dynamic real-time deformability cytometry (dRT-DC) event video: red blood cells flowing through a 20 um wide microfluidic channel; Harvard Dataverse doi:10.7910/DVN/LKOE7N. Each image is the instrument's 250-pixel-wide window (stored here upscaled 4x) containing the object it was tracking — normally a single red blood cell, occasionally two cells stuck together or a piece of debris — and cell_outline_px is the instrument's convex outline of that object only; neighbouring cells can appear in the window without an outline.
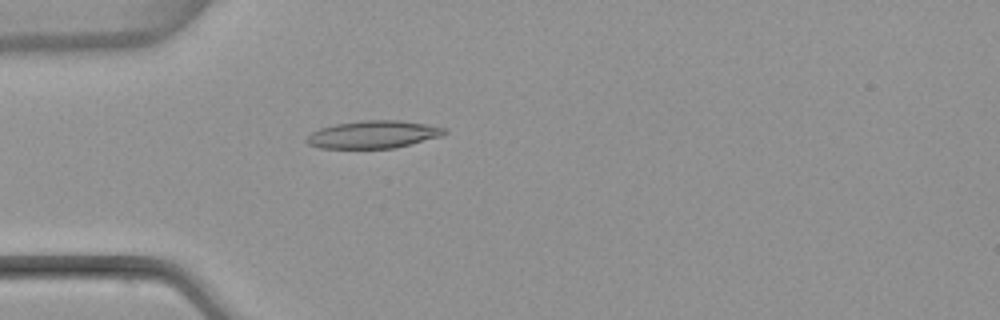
{"species": "common noctule bat (a hibernating species)", "species_latin": "Nyctalus noctula", "temperature_condition": "warm", "stored_images_in_passage": 2, "camera_frame_rate_fps": 3000, "um_per_image_px": 0.085, "animal": {"sex": "female", "body_mass_g": 22.7, "forearm_length_mm": 54.2}, "frame": {"image": 1, "passage_image": 2, "time_ms": 1.333, "image_size_px": [1000, 320], "cell_outline_px": [[448, 132], [440, 136], [396, 148], [320, 148], [308, 144], [304, 140], [312, 132], [320, 128], [336, 124], [360, 120], [400, 120], [448, 128]], "centroid_in_image_um": [31.73, 11.43], "position_along_channel_um": 53.3, "area_um2": 22.14}}